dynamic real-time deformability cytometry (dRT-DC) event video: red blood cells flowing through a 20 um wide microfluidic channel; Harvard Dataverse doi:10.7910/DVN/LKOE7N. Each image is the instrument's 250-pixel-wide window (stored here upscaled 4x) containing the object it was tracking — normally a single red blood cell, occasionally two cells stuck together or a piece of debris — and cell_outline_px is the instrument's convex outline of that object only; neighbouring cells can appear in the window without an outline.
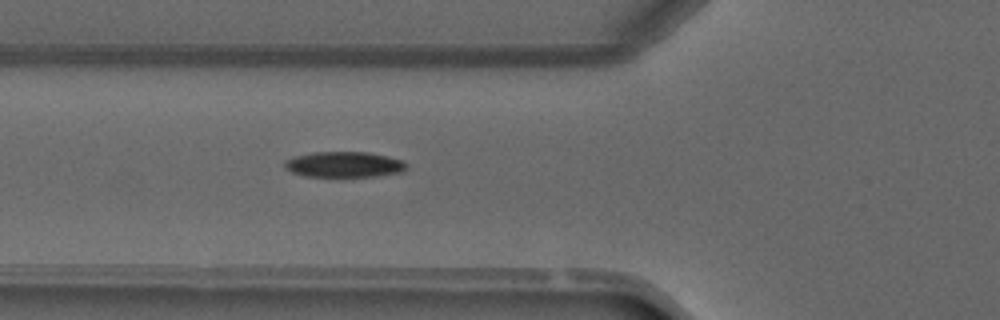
{"species": "common noctule bat (a hibernating species)", "species_latin": "Nyctalus noctula", "temperature_condition": "warm", "stored_images_in_passage": 4, "camera_frame_rate_fps": 3000, "um_per_image_px": 0.085, "animal": {"sex": "male", "forearm_length_mm": 52.5}, "frame": {"image": 1, "passage_image": 4, "time_ms": 3.667, "image_size_px": [1000, 320], "cell_outline_px": [[408, 168], [404, 172], [380, 176], [304, 176], [292, 172], [284, 168], [284, 160], [296, 156], [316, 152], [368, 152], [388, 156], [400, 160], [408, 164]], "centroid_in_image_um": [29.29, 13.98], "position_along_channel_um": 96.5, "area_um2": 18.26}}